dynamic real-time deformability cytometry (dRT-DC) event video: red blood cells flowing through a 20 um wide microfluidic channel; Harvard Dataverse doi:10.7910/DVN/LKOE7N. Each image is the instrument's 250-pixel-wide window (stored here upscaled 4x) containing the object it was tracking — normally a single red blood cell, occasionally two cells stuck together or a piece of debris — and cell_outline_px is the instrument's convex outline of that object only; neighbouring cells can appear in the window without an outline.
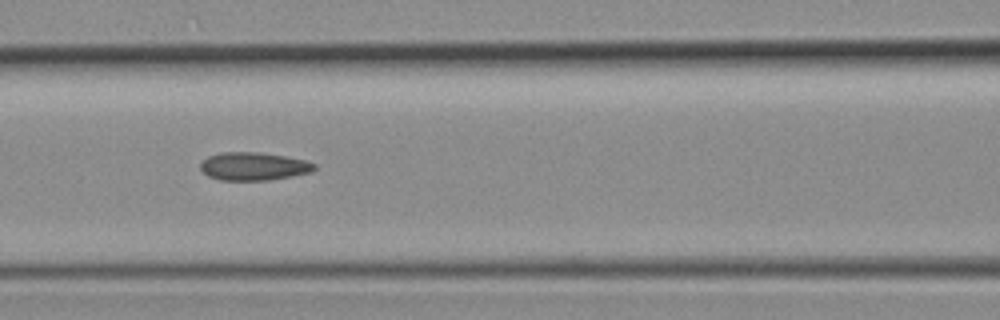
{"species": "common noctule bat (a hibernating species)", "species_latin": "Nyctalus noctula", "temperature_condition": "room temperature", "stored_images_in_passage": 13, "camera_frame_rate_fps": 3000, "um_per_image_px": 0.085, "animal": {"sex": "female", "body_mass_g": 19.3, "forearm_length_mm": 54.1}, "frame": {"image": 1, "passage_image": 11, "time_ms": 3.333, "image_size_px": [1000, 320], "cell_outline_px": [[316, 168], [312, 172], [292, 176], [268, 180], [220, 180], [208, 176], [200, 168], [200, 164], [208, 156], [220, 152], [260, 152], [284, 156], [304, 160], [316, 164]], "centroid_in_image_um": [21.56, 14.13], "position_along_channel_um": 145.0, "area_um2": 18.61}}